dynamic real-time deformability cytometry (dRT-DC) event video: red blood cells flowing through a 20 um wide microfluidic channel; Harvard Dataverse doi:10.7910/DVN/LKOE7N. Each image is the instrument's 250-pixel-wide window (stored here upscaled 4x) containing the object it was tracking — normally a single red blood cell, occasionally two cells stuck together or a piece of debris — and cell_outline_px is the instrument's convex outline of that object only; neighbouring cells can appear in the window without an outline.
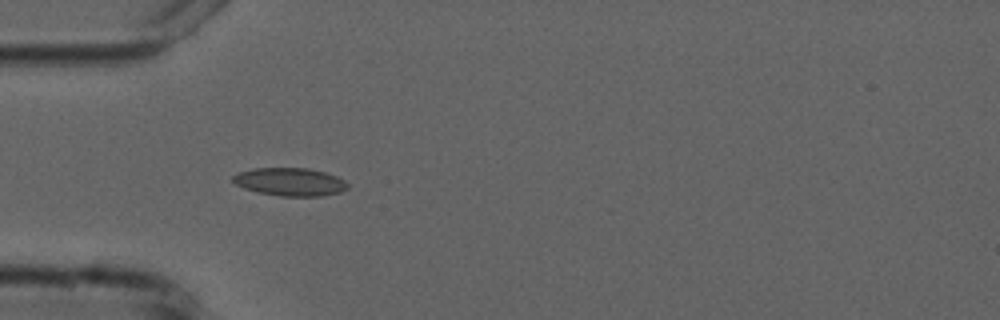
{"species": "common noctule bat (a hibernating species)", "species_latin": "Nyctalus noctula", "temperature_condition": "cold", "stored_images_in_passage": 5, "camera_frame_rate_fps": 3000, "um_per_image_px": 0.085, "animal": {"sex": "male", "forearm_length_mm": 52.5}, "frame": {"image": 1, "passage_image": 3, "time_ms": 2.333, "image_size_px": [1000, 320], "cell_outline_px": [[348, 188], [340, 192], [324, 196], [280, 196], [256, 192], [244, 188], [236, 184], [232, 180], [232, 176], [240, 172], [256, 168], [308, 168], [324, 172], [336, 176], [344, 180], [348, 184]], "centroid_in_image_um": [24.66, 15.46], "position_along_channel_um": 60.3, "area_um2": 18.73}}
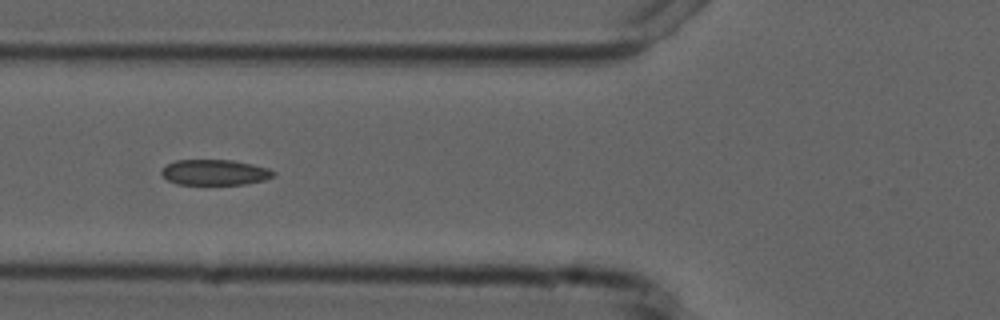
{"frame": {"image": 2, "passage_image": 4, "time_ms": 3.667, "image_size_px": [1000, 320], "cell_outline_px": [[276, 176], [264, 180], [244, 184], [176, 184], [168, 180], [160, 172], [168, 164], [176, 160], [232, 160], [252, 164], [268, 168], [276, 172]], "centroid_in_image_um": [18.29, 14.65], "position_along_channel_um": 107.5, "area_um2": 16.59}}
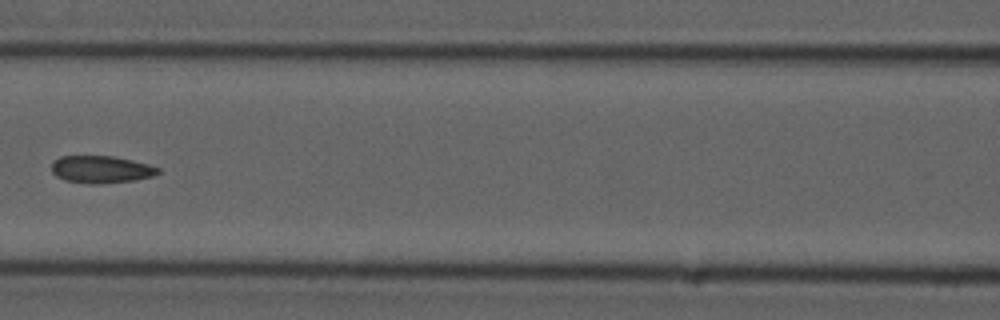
{"frame": {"image": 3, "passage_image": 5, "time_ms": 5.0, "image_size_px": [1000, 320], "cell_outline_px": [[160, 172], [152, 176], [136, 180], [100, 184], [92, 184], [64, 180], [56, 176], [52, 172], [52, 164], [60, 156], [112, 156], [132, 160], [148, 164], [160, 168]], "centroid_in_image_um": [8.6, 14.4], "position_along_channel_um": 158.0, "area_um2": 16.94}}